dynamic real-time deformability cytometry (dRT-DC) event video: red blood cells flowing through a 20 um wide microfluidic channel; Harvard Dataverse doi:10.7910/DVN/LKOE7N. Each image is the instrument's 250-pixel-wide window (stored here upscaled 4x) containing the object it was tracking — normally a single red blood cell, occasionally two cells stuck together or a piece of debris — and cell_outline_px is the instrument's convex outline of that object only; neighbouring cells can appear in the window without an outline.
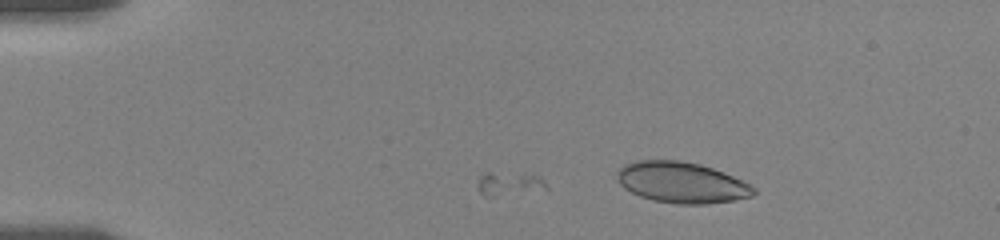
{"species": "human", "species_latin": "Homo sapiens", "temperature_condition": "room temperature", "stored_images_in_passage": 38, "camera_frame_rate_fps": 3000, "um_per_image_px": 0.085, "donor": {"sex": "female"}, "frame": {"image": 1, "passage_image": 1, "time_ms": 0.0, "image_size_px": [1000, 240], "cell_outline_px": [[756, 192], [752, 196], [736, 200], [704, 204], [676, 204], [652, 200], [640, 196], [624, 188], [620, 184], [616, 176], [616, 172], [624, 164], [636, 160], [680, 160], [700, 164], [712, 168], [732, 176], [756, 188]], "centroid_in_image_um": [57.91, 15.51], "position_along_channel_um": 27.1, "area_um2": 32.6}}
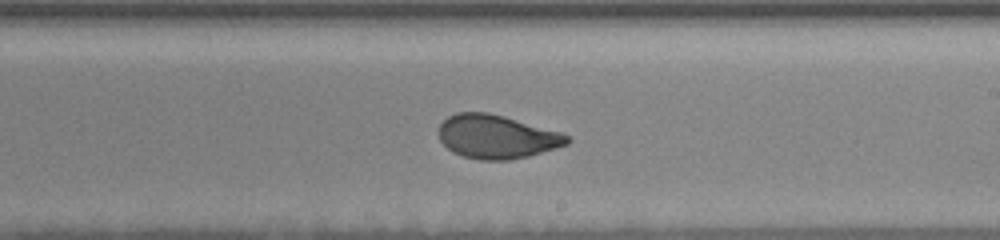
{"frame": {"image": 2, "passage_image": 19, "time_ms": 8.333, "image_size_px": [1000, 240], "cell_outline_px": [[572, 140], [568, 144], [556, 148], [528, 156], [508, 160], [480, 160], [464, 156], [452, 152], [440, 140], [436, 132], [440, 124], [448, 116], [456, 112], [488, 112], [504, 116], [564, 132]], "centroid_in_image_um": [42.22, 11.61], "position_along_channel_um": 246.8, "area_um2": 33.0}}
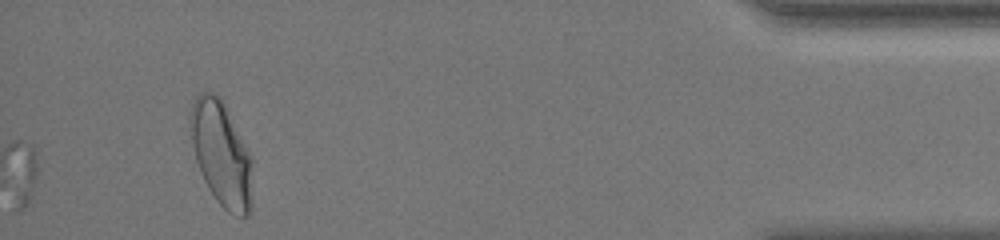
{"frame": {"image": 3, "passage_image": 38, "time_ms": 14.667, "image_size_px": [1000, 240], "cell_outline_px": [[252, 208], [248, 216], [236, 216], [228, 212], [216, 200], [208, 188], [200, 172], [196, 160], [192, 144], [188, 116], [188, 112], [196, 96], [200, 92], [212, 92], [220, 96], [252, 156]], "centroid_in_image_um": [18.82, 13.08], "position_along_channel_um": 416.4, "area_um2": 38.38}, "authors_computed_cell_mechanics": {"area_um2": 32.6281, "velocity_mm_per_s": 3.571, "shape_relaxation_time_tau1_ms": 4.4927, "shape_relaxation_time_tau2_ms": null, "deformation_change_tau1": 0.1468, "deformation_change_tau2": null}}